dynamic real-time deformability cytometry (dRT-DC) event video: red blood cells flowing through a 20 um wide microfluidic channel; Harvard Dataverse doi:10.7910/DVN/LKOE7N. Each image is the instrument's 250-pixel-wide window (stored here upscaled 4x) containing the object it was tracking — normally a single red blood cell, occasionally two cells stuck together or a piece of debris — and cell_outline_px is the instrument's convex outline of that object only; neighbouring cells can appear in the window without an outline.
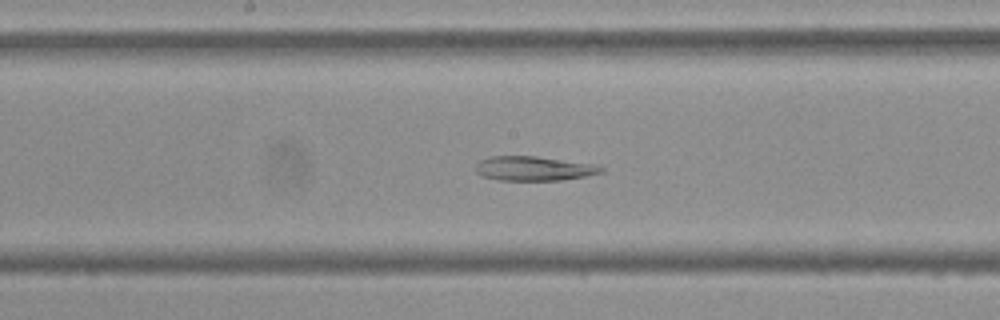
{"species": "Egyptian fruit bat (a non-hibernating species)", "species_latin": "Rousettus aegyptiacus", "temperature_condition": "cold", "stored_images_in_passage": 54, "camera_frame_rate_fps": 3000, "um_per_image_px": 0.085, "frame": {"image": 1, "passage_image": 28, "time_ms": 9.0, "image_size_px": [1000, 320], "cell_outline_px": [[604, 172], [584, 176], [560, 180], [500, 180], [484, 176], [476, 172], [476, 164], [480, 160], [488, 156], [536, 156], [596, 164], [604, 168]], "centroid_in_image_um": [45.39, 14.31], "position_along_channel_um": 202.8, "area_um2": 17.8}}
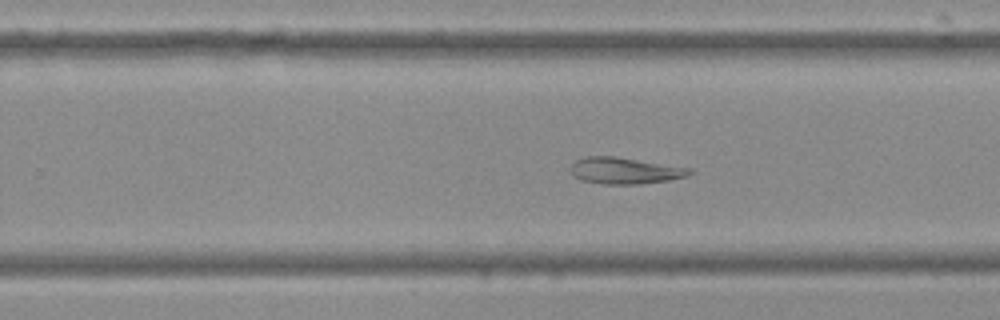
{"frame": {"image": 2, "passage_image": 34, "time_ms": 11.0, "image_size_px": [1000, 320], "cell_outline_px": [[696, 172], [688, 176], [668, 180], [640, 184], [604, 184], [580, 180], [572, 176], [568, 168], [576, 160], [584, 156], [616, 156], [692, 168]], "centroid_in_image_um": [53.11, 14.5], "position_along_channel_um": 276.7, "area_um2": 18.73}}
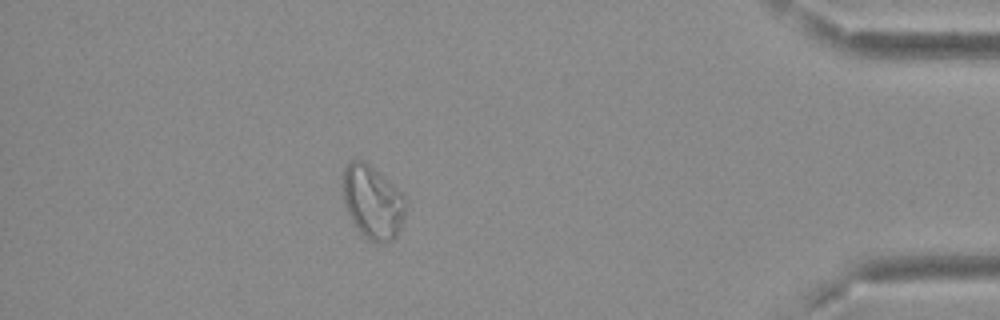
{"frame": {"image": 3, "passage_image": 48, "time_ms": 15.667, "image_size_px": [1000, 320], "cell_outline_px": [[408, 204], [400, 228], [396, 236], [392, 240], [384, 244], [372, 244], [356, 228], [344, 204], [344, 168], [352, 160], [364, 160], [388, 180], [404, 196]], "centroid_in_image_um": [31.7, 17.23], "position_along_channel_um": 403.5, "area_um2": 26.88}}